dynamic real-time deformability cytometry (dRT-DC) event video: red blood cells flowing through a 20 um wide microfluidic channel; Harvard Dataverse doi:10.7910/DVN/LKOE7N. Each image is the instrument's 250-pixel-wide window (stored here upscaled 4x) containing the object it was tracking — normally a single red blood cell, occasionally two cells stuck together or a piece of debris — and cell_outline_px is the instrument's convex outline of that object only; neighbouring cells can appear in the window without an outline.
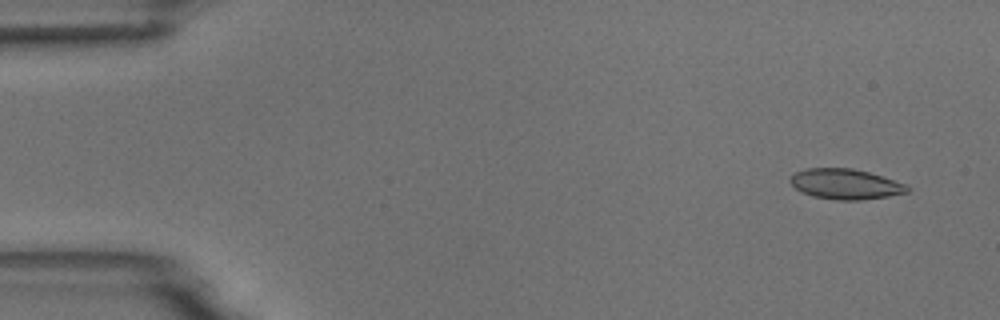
{"species": "common noctule bat (a hibernating species)", "species_latin": "Nyctalus noctula", "temperature_condition": "room temperature", "stored_images_in_passage": 5, "camera_frame_rate_fps": 3000, "um_per_image_px": 0.085, "animal": {"sex": "male", "body_mass_g": 18.8}, "frame": {"image": 1, "passage_image": 1, "time_ms": 0.0, "image_size_px": [1000, 320], "cell_outline_px": [[912, 188], [908, 192], [888, 196], [860, 200], [836, 200], [812, 196], [796, 188], [788, 180], [796, 172], [808, 168], [852, 168], [868, 172], [908, 184]], "centroid_in_image_um": [71.91, 15.65], "position_along_channel_um": 13.1, "area_um2": 20.63}}
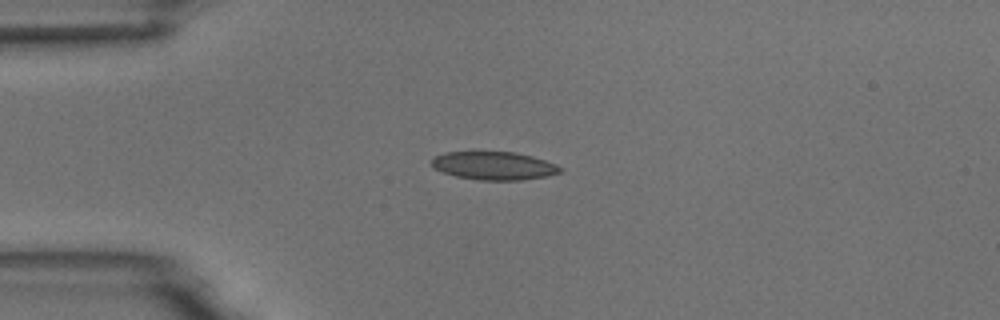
{"frame": {"image": 2, "passage_image": 4, "time_ms": 3.333, "image_size_px": [1000, 320], "cell_outline_px": [[564, 168], [560, 172], [548, 176], [520, 180], [480, 180], [456, 176], [432, 168], [432, 160], [436, 156], [444, 152], [476, 148], [516, 152], [532, 156], [556, 164]], "centroid_in_image_um": [41.94, 14.03], "position_along_channel_um": 43.1, "area_um2": 22.08}}